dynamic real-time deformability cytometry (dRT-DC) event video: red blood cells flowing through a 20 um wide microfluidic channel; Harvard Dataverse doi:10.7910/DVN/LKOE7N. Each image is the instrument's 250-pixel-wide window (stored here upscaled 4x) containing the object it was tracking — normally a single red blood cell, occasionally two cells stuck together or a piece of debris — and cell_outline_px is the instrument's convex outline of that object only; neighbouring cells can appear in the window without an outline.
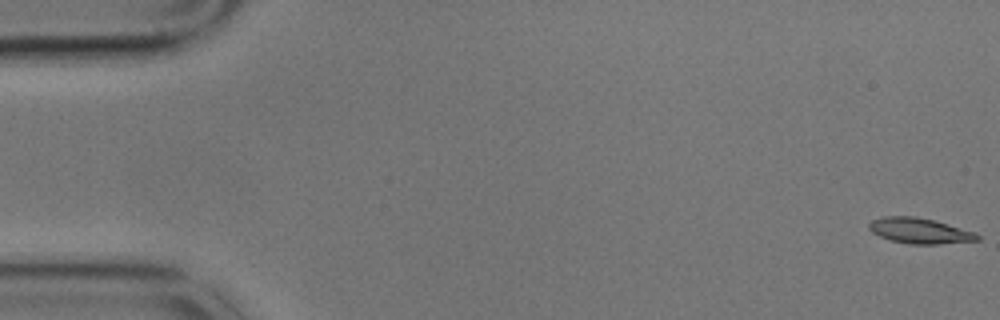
{"species": "common noctule bat (a hibernating species)", "species_latin": "Nyctalus noctula", "temperature_condition": "cold", "stored_images_in_passage": 59, "camera_frame_rate_fps": 3000, "um_per_image_px": 0.085, "animal": {"sex": "male", "body_mass_g": 17.9}, "frame": {"image": 1, "passage_image": 1, "time_ms": 0.0, "image_size_px": [1000, 320], "cell_outline_px": [[980, 240], [940, 244], [908, 244], [892, 240], [880, 236], [872, 232], [868, 228], [868, 224], [872, 220], [884, 216], [916, 216], [932, 220], [976, 232], [980, 236]], "centroid_in_image_um": [78.18, 19.62], "position_along_channel_um": 6.8, "area_um2": 16.07}}
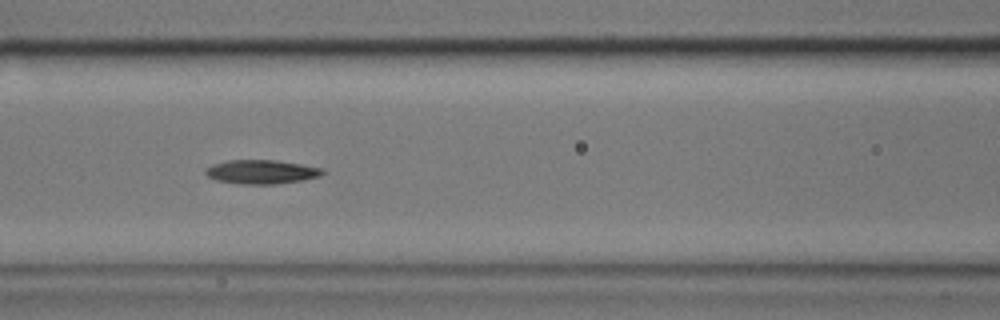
{"frame": {"image": 2, "passage_image": 25, "time_ms": 8.0, "image_size_px": [1000, 320], "cell_outline_px": [[324, 172], [320, 176], [304, 180], [276, 184], [240, 184], [216, 180], [208, 176], [204, 172], [212, 164], [228, 160], [276, 160], [324, 168]], "centroid_in_image_um": [22.24, 14.61], "position_along_channel_um": 144.4, "area_um2": 16.36}}
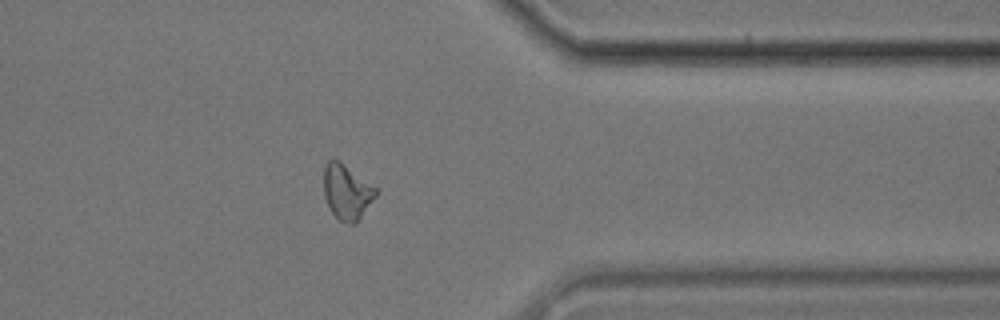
{"frame": {"image": 3, "passage_image": 47, "time_ms": 15.333, "image_size_px": [1000, 320], "cell_outline_px": [[380, 192], [356, 224], [352, 224], [340, 220], [332, 212], [324, 196], [324, 168], [328, 160], [336, 160], [376, 188]], "centroid_in_image_um": [29.5, 16.36], "position_along_channel_um": 381.9, "area_um2": 16.3}, "authors_computed_cell_mechanics": {"area_um2": 16.2418, "velocity_mm_per_s": 3.399, "shape_relaxation_time_tau1_ms": 7.0463, "shape_relaxation_time_tau2_ms": null, "deformation_change_tau1": 0.1965, "deformation_change_tau2": null}}